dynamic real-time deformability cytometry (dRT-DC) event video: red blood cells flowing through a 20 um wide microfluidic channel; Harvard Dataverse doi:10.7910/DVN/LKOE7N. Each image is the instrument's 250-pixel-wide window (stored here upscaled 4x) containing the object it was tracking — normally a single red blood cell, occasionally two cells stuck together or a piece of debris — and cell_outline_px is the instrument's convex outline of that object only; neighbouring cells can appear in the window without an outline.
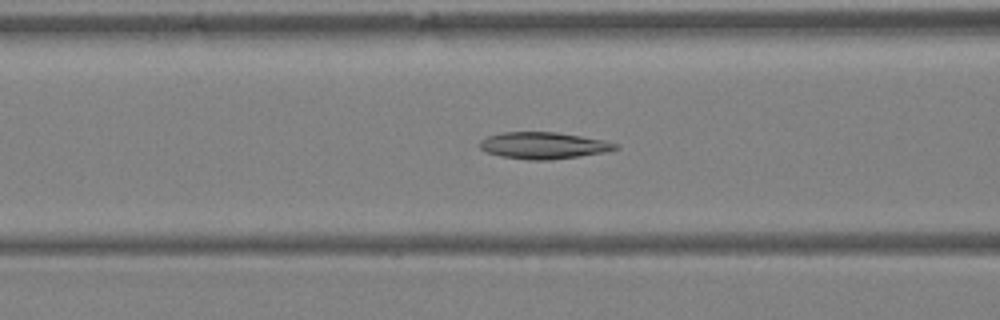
{"species": "Egyptian fruit bat (a non-hibernating species)", "species_latin": "Rousettus aegyptiacus", "temperature_condition": "warm", "stored_images_in_passage": 40, "camera_frame_rate_fps": 3000, "um_per_image_px": 0.085, "animal": {"sex": "female"}, "frame": {"image": 1, "passage_image": 17, "time_ms": 5.333, "image_size_px": [1000, 320], "cell_outline_px": [[620, 148], [608, 152], [548, 160], [528, 160], [500, 156], [488, 152], [480, 148], [480, 140], [488, 136], [500, 132], [556, 132], [604, 140], [620, 144]], "centroid_in_image_um": [46.23, 12.36], "position_along_channel_um": 120.4, "area_um2": 21.15}}
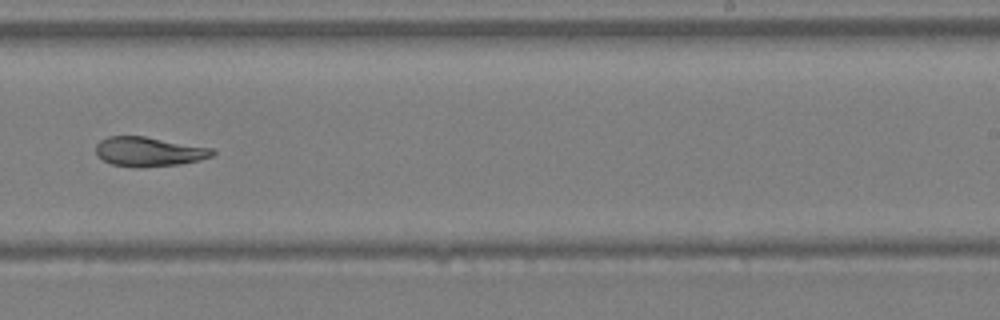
{"frame": {"image": 2, "passage_image": 26, "time_ms": 8.333, "image_size_px": [1000, 320], "cell_outline_px": [[216, 152], [212, 156], [200, 160], [180, 164], [140, 168], [136, 168], [112, 164], [104, 160], [96, 152], [96, 144], [100, 140], [108, 136], [144, 136], [212, 148]], "centroid_in_image_um": [12.66, 12.89], "position_along_channel_um": 276.3, "area_um2": 20.0}}
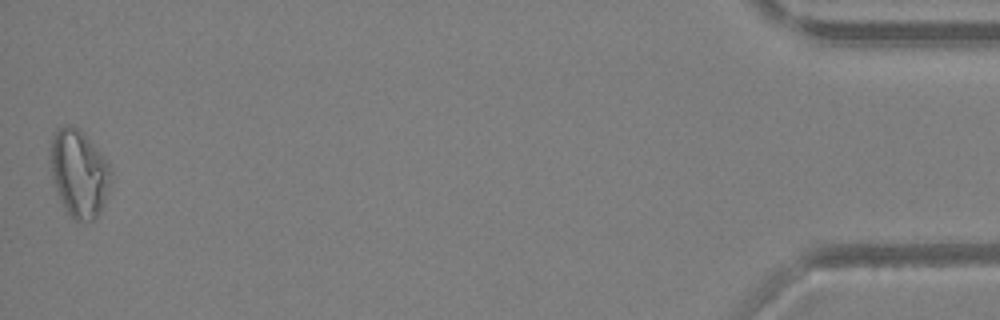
{"frame": {"image": 3, "passage_image": 40, "time_ms": 13.0, "image_size_px": [1000, 320], "cell_outline_px": [[112, 172], [108, 192], [100, 212], [92, 220], [76, 220], [64, 208], [56, 192], [48, 160], [48, 156], [52, 132], [56, 128], [64, 124], [68, 124], [80, 128], [108, 164]], "centroid_in_image_um": [6.66, 14.67], "position_along_channel_um": 428.5, "area_um2": 31.04}}